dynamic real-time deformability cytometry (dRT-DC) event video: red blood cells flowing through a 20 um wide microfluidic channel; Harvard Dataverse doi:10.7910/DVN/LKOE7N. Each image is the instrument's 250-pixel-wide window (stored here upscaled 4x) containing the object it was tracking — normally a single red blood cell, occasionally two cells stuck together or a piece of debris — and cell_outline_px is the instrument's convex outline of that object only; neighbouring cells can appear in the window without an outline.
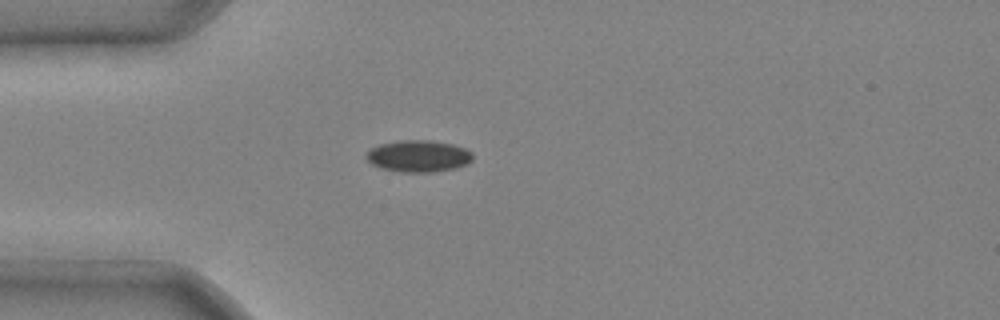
{"species": "common noctule bat (a hibernating species)", "species_latin": "Nyctalus noctula", "temperature_condition": "cold", "stored_images_in_passage": 1, "camera_frame_rate_fps": 3000, "um_per_image_px": 0.085, "animal": {"sex": "male", "body_mass_g": 20.4}, "frame": {"image": 1, "passage_image": 1, "time_ms": 0.0, "image_size_px": [1000, 320], "cell_outline_px": [[472, 160], [456, 168], [432, 172], [400, 172], [380, 168], [372, 164], [364, 156], [372, 148], [380, 144], [400, 140], [432, 140], [452, 144], [464, 148], [472, 152]], "centroid_in_image_um": [35.55, 13.27], "position_along_channel_um": 49.4, "area_um2": 19.65}}